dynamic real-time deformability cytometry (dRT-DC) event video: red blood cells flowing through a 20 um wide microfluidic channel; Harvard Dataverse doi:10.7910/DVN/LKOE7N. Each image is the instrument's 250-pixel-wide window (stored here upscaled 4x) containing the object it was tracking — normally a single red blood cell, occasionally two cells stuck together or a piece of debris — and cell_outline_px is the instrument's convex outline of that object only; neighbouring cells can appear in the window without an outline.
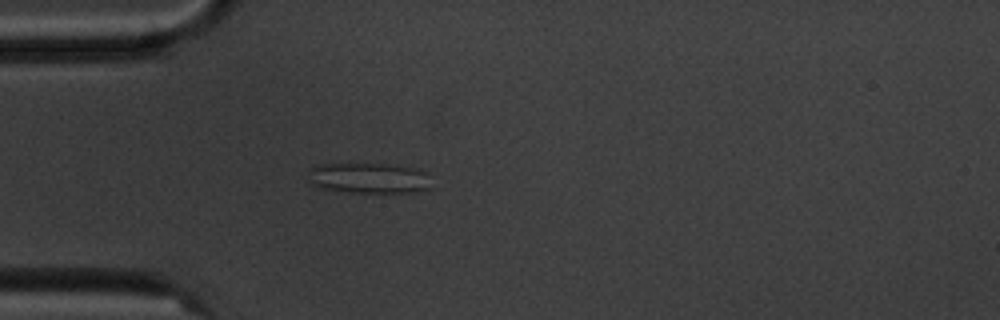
{"species": "common noctule bat (a hibernating species)", "species_latin": "Nyctalus noctula", "temperature_condition": "cold", "stored_images_in_passage": 2, "camera_frame_rate_fps": 3000, "um_per_image_px": 0.085, "animal": {"sex": "male", "body_mass_g": 20.1, "forearm_length_mm": 53.5}, "frame": {"image": 1, "passage_image": 2, "time_ms": 1.0, "image_size_px": [1000, 320], "cell_outline_px": [[432, 188], [420, 192], [352, 192], [324, 188], [312, 184], [308, 172], [308, 168], [320, 164], [388, 164], [412, 168], [424, 172]], "centroid_in_image_um": [31.35, 15.14], "position_along_channel_um": 53.6, "area_um2": 21.62}}